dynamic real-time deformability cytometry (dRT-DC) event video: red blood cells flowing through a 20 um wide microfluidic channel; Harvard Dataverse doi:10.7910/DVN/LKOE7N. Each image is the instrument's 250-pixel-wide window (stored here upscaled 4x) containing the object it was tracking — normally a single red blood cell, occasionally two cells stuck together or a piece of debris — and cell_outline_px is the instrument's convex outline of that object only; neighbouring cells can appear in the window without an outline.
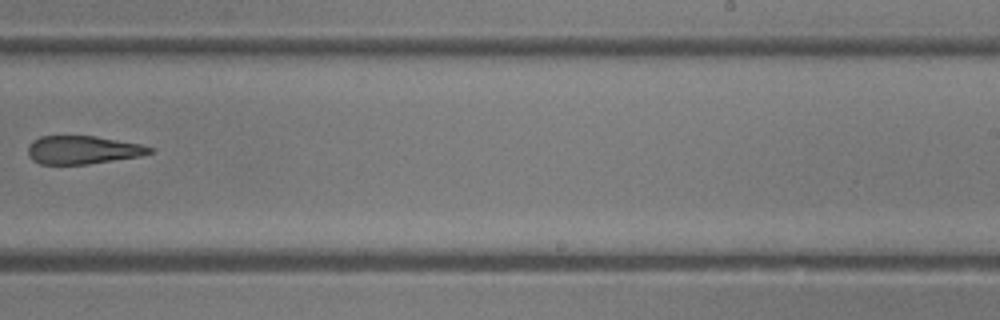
{"species": "common noctule bat (a hibernating species)", "species_latin": "Nyctalus noctula", "temperature_condition": "room temperature", "stored_images_in_passage": 27, "camera_frame_rate_fps": 3000, "um_per_image_px": 0.085, "animal": {"sex": "female"}, "frame": {"image": 1, "passage_image": 16, "time_ms": 5.0, "image_size_px": [1000, 320], "cell_outline_px": [[156, 148], [152, 152], [140, 156], [88, 164], [40, 164], [32, 160], [28, 156], [28, 144], [32, 140], [40, 136], [96, 136], [140, 144]], "centroid_in_image_um": [7.01, 12.74], "position_along_channel_um": 282.0, "area_um2": 20.11}}